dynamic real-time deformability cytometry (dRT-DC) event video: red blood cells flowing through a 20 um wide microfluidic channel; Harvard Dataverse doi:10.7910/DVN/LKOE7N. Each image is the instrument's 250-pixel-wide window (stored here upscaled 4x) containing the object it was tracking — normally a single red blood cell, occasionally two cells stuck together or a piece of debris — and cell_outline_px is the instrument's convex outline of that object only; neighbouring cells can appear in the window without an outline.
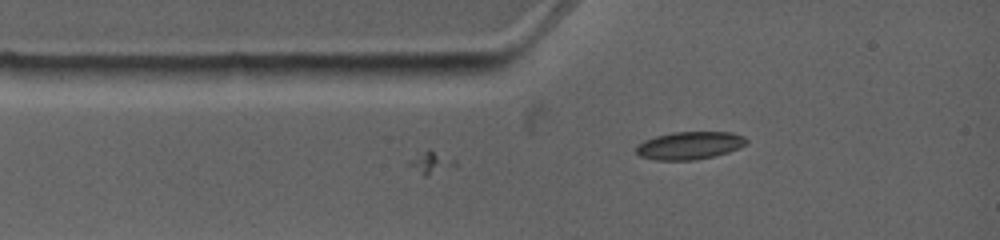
{"species": "common noctule bat (a hibernating species)", "species_latin": "Nyctalus noctula", "temperature_condition": "warm", "stored_images_in_passage": 4, "camera_frame_rate_fps": 4500, "um_per_image_px": 0.085, "animal": {"sex": "female", "body_mass_g": 19.0, "forearm_length_mm": 53.3}, "frame": {"image": 1, "passage_image": 3, "time_ms": 2.222, "image_size_px": [1000, 240], "cell_outline_px": [[748, 140], [744, 144], [728, 152], [712, 156], [692, 160], [656, 160], [640, 156], [636, 152], [636, 144], [644, 140], [656, 136], [672, 132], [732, 132], [744, 136]], "centroid_in_image_um": [58.57, 12.35], "position_along_channel_um": 26.4, "area_um2": 17.69}}